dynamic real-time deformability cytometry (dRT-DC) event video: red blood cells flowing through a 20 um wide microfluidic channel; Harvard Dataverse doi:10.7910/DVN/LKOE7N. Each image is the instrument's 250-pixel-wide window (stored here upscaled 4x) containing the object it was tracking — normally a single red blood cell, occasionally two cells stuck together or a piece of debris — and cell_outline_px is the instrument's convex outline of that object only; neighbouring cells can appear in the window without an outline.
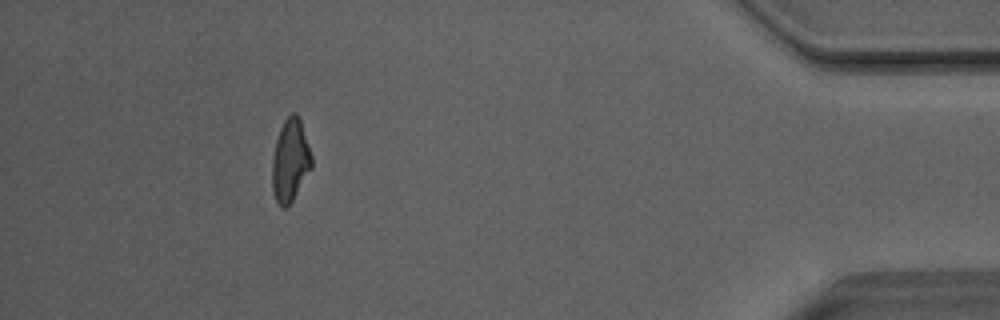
{"species": "Egyptian fruit bat (a non-hibernating species)", "species_latin": "Rousettus aegyptiacus", "temperature_condition": "room temperature", "stored_images_in_passage": 35, "camera_frame_rate_fps": 3000, "um_per_image_px": 0.085, "animal": {"sex": "male"}, "frame": {"image": 1, "passage_image": 35, "time_ms": 11.333, "image_size_px": [1000, 320], "cell_outline_px": [[312, 168], [288, 208], [280, 208], [276, 200], [272, 188], [272, 160], [276, 140], [280, 128], [284, 120], [292, 112], [296, 112], [300, 120], [312, 156]], "centroid_in_image_um": [24.67, 13.68], "position_along_channel_um": 410.5, "area_um2": 19.07}, "authors_computed_cell_mechanics": {"area_um2": 19.2474, "velocity_mm_per_s": 4.0774, "shape_relaxation_time_tau1_ms": 6.8479, "shape_relaxation_time_tau2_ms": 1.6324, "deformation_change_tau1": 0.2069, "deformation_change_tau2": 0.0976}}